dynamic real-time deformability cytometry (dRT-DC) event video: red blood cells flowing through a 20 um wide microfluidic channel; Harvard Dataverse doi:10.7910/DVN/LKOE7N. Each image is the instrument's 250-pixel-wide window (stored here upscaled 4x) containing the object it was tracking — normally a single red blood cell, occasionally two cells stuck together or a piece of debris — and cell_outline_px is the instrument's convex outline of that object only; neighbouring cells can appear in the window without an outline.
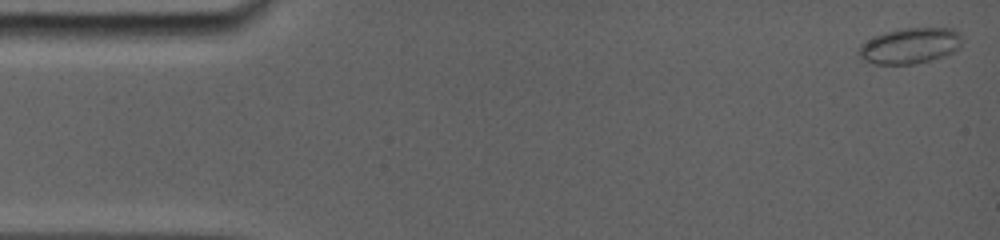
{"species": "common noctule bat (a hibernating species)", "species_latin": "Nyctalus noctula", "temperature_condition": "room temperature", "stored_images_in_passage": 62, "camera_frame_rate_fps": 5000, "um_per_image_px": 0.085, "animal": {"sex": "female", "body_mass_g": 19.0, "forearm_length_mm": 56.7}, "frame": {"image": 1, "passage_image": 1, "time_ms": 0.0, "image_size_px": [1000, 240], "cell_outline_px": [[960, 48], [944, 56], [916, 64], [872, 64], [856, 56], [860, 44], [876, 36], [900, 28], [952, 28], [960, 32]], "centroid_in_image_um": [77.33, 3.9], "position_along_channel_um": 7.7, "area_um2": 21.56}}
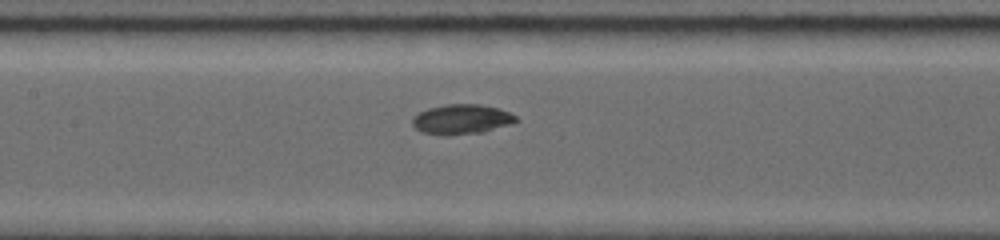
{"frame": {"image": 2, "passage_image": 28, "time_ms": 7.4, "image_size_px": [1000, 240], "cell_outline_px": [[516, 120], [480, 132], [424, 132], [416, 128], [412, 124], [412, 120], [420, 112], [428, 108], [444, 104], [480, 104], [496, 108], [508, 112], [516, 116]], "centroid_in_image_um": [39.19, 10.07], "position_along_channel_um": 168.2, "area_um2": 16.59}}
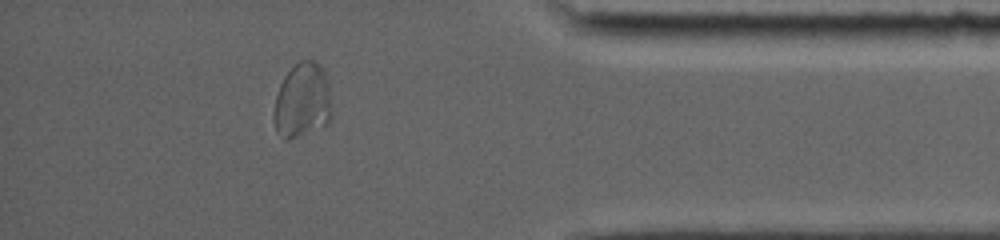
{"frame": {"image": 3, "passage_image": 54, "time_ms": 14.2, "image_size_px": [1000, 240], "cell_outline_px": [[332, 116], [328, 124], [324, 128], [288, 140], [284, 140], [276, 132], [276, 96], [280, 84], [284, 76], [300, 60], [312, 60], [320, 64], [324, 72], [328, 84], [332, 112]], "centroid_in_image_um": [25.75, 8.59], "position_along_channel_um": 409.5, "area_um2": 25.26}, "authors_computed_cell_mechanics": {"area_um2": 19.1607, "velocity_mm_per_s": 3.804, "shape_relaxation_time_tau1_ms": 3.476, "shape_relaxation_time_tau2_ms": null, "deformation_change_tau1": 0.1142, "deformation_change_tau2": null}}